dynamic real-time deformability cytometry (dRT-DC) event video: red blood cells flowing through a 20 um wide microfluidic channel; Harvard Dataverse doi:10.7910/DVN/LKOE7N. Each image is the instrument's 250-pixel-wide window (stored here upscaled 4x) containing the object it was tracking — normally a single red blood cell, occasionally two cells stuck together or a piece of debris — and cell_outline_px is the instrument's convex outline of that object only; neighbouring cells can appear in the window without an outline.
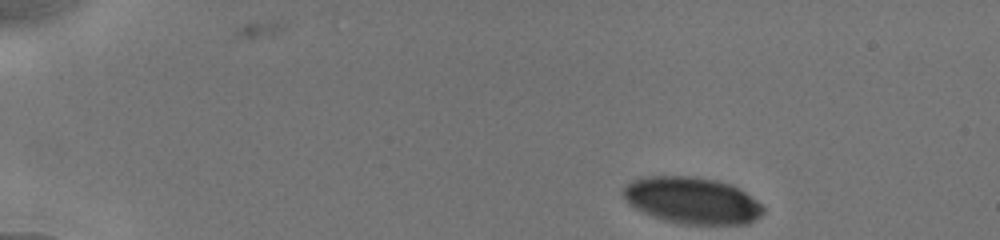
{"species": "human", "species_latin": "Homo sapiens", "temperature_condition": "cold", "stored_images_in_passage": 15, "camera_frame_rate_fps": 3000, "um_per_image_px": 0.085, "donor": {"sex": "male"}, "frame": {"image": 1, "passage_image": 1, "time_ms": 0.0, "image_size_px": [1000, 240], "cell_outline_px": [[764, 212], [756, 220], [748, 224], [680, 224], [664, 220], [652, 216], [628, 204], [624, 196], [624, 188], [632, 180], [648, 176], [692, 176], [716, 180], [732, 184], [740, 188], [756, 200], [764, 208]], "centroid_in_image_um": [58.86, 17.04], "position_along_channel_um": 26.1, "area_um2": 38.09}}
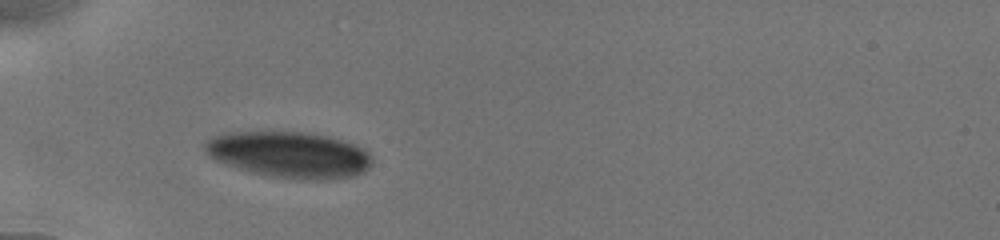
{"frame": {"image": 2, "passage_image": 14, "time_ms": 3.333, "image_size_px": [1000, 240], "cell_outline_px": [[372, 164], [364, 172], [352, 176], [324, 180], [312, 180], [272, 176], [252, 172], [216, 160], [208, 156], [204, 148], [204, 144], [212, 136], [224, 132], [304, 132], [328, 136], [344, 140], [364, 148], [372, 156]], "centroid_in_image_um": [24.62, 13.13], "position_along_channel_um": 60.4, "area_um2": 44.91}}